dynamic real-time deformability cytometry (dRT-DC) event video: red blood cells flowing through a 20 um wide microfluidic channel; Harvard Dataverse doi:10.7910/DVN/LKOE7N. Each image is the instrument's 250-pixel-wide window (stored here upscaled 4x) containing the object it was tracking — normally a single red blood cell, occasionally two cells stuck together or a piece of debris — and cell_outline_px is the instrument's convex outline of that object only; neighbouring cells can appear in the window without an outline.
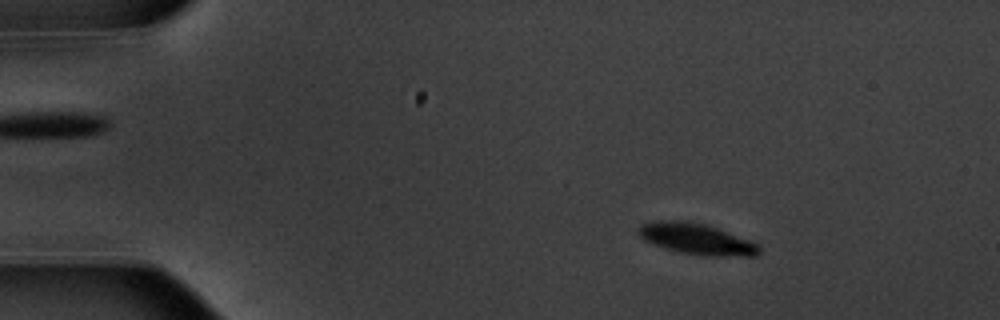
{"species": "common noctule bat (a hibernating species)", "species_latin": "Nyctalus noctula", "temperature_condition": "warm", "stored_images_in_passage": 54, "camera_frame_rate_fps": 3000, "um_per_image_px": 0.085, "animal": {"sex": "male", "body_mass_g": 20.1, "forearm_length_mm": 53.5}, "frame": {"image": 1, "passage_image": 8, "time_ms": 2.333, "image_size_px": [1000, 320], "cell_outline_px": [[760, 252], [756, 256], [700, 256], [680, 252], [644, 240], [636, 232], [636, 228], [640, 224], [652, 220], [688, 220], [704, 224], [752, 240], [760, 244]], "centroid_in_image_um": [59.21, 20.3], "position_along_channel_um": 25.8, "area_um2": 22.14}}
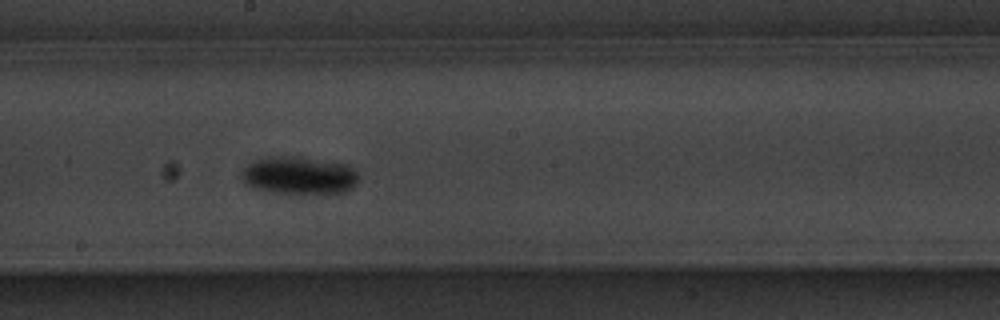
{"frame": {"image": 2, "passage_image": 30, "time_ms": 9.667, "image_size_px": [1000, 320], "cell_outline_px": [[360, 180], [352, 188], [340, 192], [324, 196], [272, 192], [256, 188], [244, 184], [240, 176], [240, 172], [248, 164], [256, 160], [268, 156], [300, 156], [348, 164], [360, 168]], "centroid_in_image_um": [25.51, 14.92], "position_along_channel_um": 222.7, "area_um2": 26.99}}
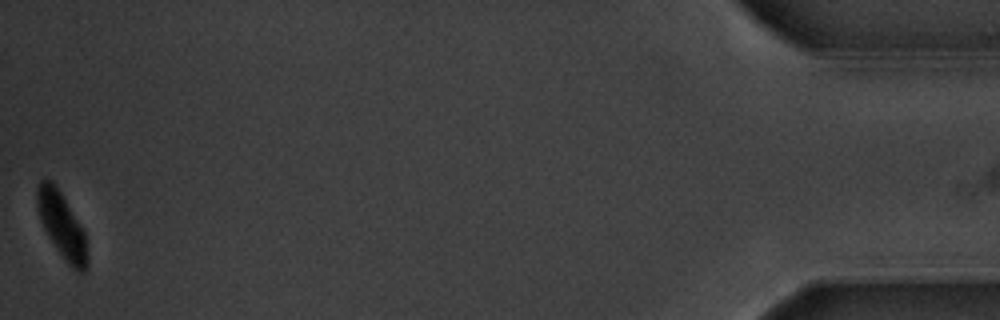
{"frame": {"image": 3, "passage_image": 54, "time_ms": 17.667, "image_size_px": [1000, 320], "cell_outline_px": [[88, 268], [84, 272], [76, 272], [64, 260], [48, 236], [40, 220], [36, 204], [36, 188], [40, 180], [52, 180], [84, 228], [88, 256]], "centroid_in_image_um": [5.27, 19.18], "position_along_channel_um": 429.9, "area_um2": 19.48}, "authors_computed_cell_mechanics": {"area_um2": 22.3108, "velocity_mm_per_s": 3.7173, "shape_relaxation_time_tau1_ms": 1.3276, "shape_relaxation_time_tau2_ms": null, "deformation_change_tau1": 0.121, "deformation_change_tau2": null}}